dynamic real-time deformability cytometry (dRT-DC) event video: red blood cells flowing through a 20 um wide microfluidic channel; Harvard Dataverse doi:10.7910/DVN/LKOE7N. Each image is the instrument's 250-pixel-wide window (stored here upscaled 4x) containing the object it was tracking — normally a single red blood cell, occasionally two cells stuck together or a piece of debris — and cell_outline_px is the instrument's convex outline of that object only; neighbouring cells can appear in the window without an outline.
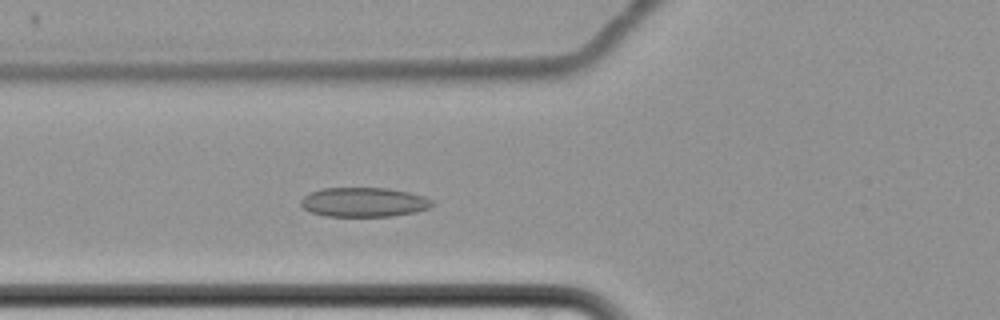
{"species": "common noctule bat (a hibernating species)", "species_latin": "Nyctalus noctula", "temperature_condition": "cold", "stored_images_in_passage": 6, "camera_frame_rate_fps": 3000, "um_per_image_px": 0.085, "animal": {"sex": "female", "body_mass_g": 22.7, "forearm_length_mm": 54.2}, "frame": {"image": 1, "passage_image": 6, "time_ms": 7.0, "image_size_px": [1000, 320], "cell_outline_px": [[436, 204], [428, 208], [416, 212], [392, 216], [324, 216], [312, 212], [304, 208], [300, 204], [300, 200], [304, 196], [320, 188], [388, 188], [408, 192], [424, 196], [432, 200]], "centroid_in_image_um": [30.94, 17.18], "position_along_channel_um": 94.9, "area_um2": 22.54}}